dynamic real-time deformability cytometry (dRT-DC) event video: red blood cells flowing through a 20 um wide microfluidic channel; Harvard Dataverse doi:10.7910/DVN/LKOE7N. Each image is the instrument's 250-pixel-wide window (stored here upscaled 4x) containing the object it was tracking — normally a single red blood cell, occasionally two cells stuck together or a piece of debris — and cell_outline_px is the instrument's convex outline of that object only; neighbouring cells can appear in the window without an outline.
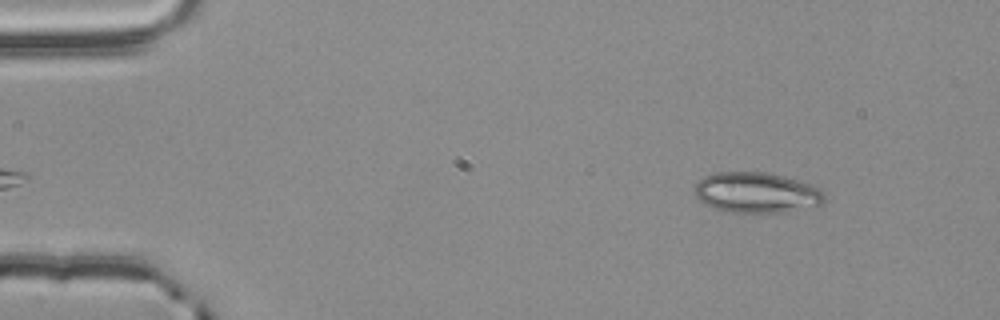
{"species": "common noctule bat (a hibernating species)", "species_latin": "Nyctalus noctula", "temperature_condition": "room temperature", "stored_images_in_passage": 52, "camera_frame_rate_fps": 3000, "um_per_image_px": 0.085, "animal": {"sex": "male", "body_mass_g": 20.4}, "frame": {"image": 1, "passage_image": 4, "time_ms": 1.0, "image_size_px": [1000, 320], "cell_outline_px": [[824, 204], [784, 212], [724, 212], [712, 208], [700, 200], [696, 196], [696, 184], [704, 176], [716, 172], [764, 172], [784, 176], [812, 184], [820, 188], [824, 192]], "centroid_in_image_um": [64.33, 16.37], "position_along_channel_um": 20.7, "area_um2": 30.69}}
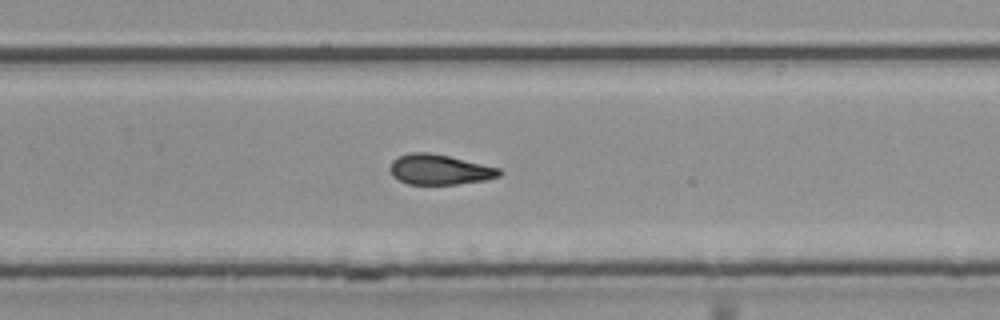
{"frame": {"image": 2, "passage_image": 33, "time_ms": 10.667, "image_size_px": [1000, 320], "cell_outline_px": [[500, 176], [484, 180], [456, 184], [408, 184], [392, 176], [388, 168], [392, 160], [396, 156], [408, 152], [428, 152], [448, 156], [500, 168]], "centroid_in_image_um": [37.29, 14.4], "position_along_channel_um": 292.5, "area_um2": 19.25}}
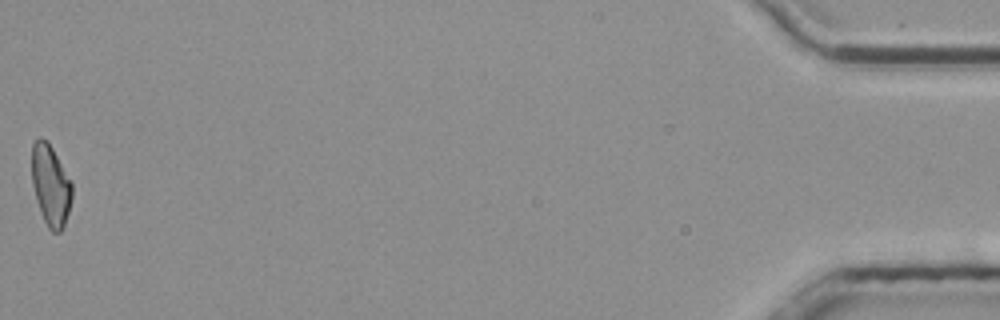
{"frame": {"image": 3, "passage_image": 52, "time_ms": 17.0, "image_size_px": [1000, 320], "cell_outline_px": [[72, 200], [64, 224], [60, 232], [52, 232], [48, 228], [44, 220], [36, 200], [32, 184], [32, 144], [40, 136], [48, 140], [72, 184]], "centroid_in_image_um": [4.29, 15.73], "position_along_channel_um": 430.9, "area_um2": 18.9}, "authors_computed_cell_mechanics": {"area_um2": 19.8543, "velocity_mm_per_s": 3.8313, "shape_relaxation_time_tau1_ms": null, "shape_relaxation_time_tau2_ms": 4.0491, "deformation_change_tau1": null, "deformation_change_tau2": 0.1166}}